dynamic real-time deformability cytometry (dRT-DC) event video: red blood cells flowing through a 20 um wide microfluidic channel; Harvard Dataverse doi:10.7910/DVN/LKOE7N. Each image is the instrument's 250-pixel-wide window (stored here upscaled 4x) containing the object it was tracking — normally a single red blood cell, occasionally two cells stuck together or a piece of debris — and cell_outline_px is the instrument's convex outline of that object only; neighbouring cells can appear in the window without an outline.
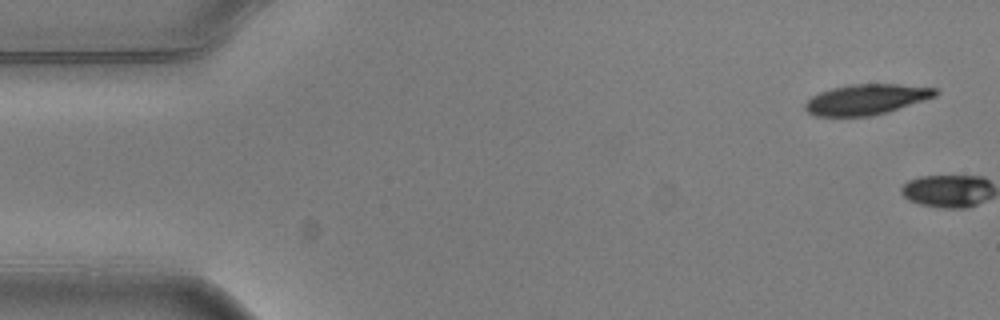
{"species": "common noctule bat (a hibernating species)", "species_latin": "Nyctalus noctula", "temperature_condition": "warm", "stored_images_in_passage": 6, "camera_frame_rate_fps": 3000, "um_per_image_px": 0.085, "animal": {"sex": "male", "body_mass_g": 20.5, "forearm_length_mm": 52.5}, "frame": {"image": 1, "passage_image": 1, "time_ms": 0.0, "image_size_px": [1000, 320], "cell_outline_px": [[940, 92], [936, 96], [888, 112], [872, 116], [816, 116], [808, 112], [804, 108], [804, 104], [812, 96], [820, 92], [832, 88], [848, 84], [900, 84], [940, 88]], "centroid_in_image_um": [73.68, 8.44], "position_along_channel_um": 11.3, "area_um2": 23.29}}